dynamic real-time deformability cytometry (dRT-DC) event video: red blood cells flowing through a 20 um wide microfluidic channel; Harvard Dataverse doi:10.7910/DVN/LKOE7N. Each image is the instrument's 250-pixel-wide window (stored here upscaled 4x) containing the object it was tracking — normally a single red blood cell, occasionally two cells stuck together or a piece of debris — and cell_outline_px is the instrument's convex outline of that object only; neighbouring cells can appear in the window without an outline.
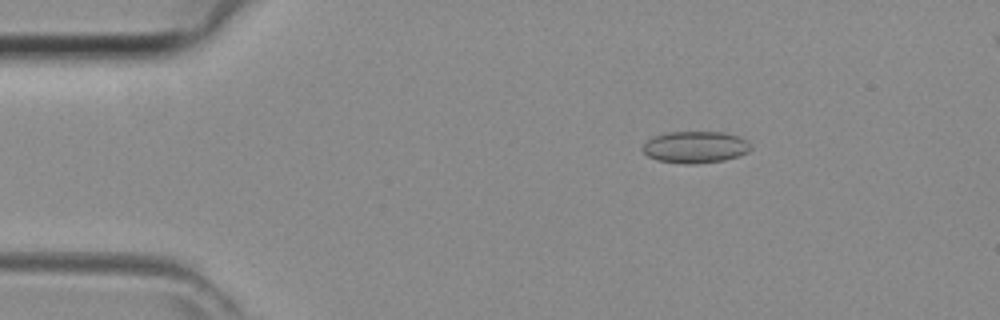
{"species": "common noctule bat (a hibernating species)", "species_latin": "Nyctalus noctula", "temperature_condition": "room temperature", "stored_images_in_passage": 40, "camera_frame_rate_fps": 3000, "um_per_image_px": 0.085, "animal": {"sex": "female", "body_mass_g": 29.2, "forearm_length_mm": 56.3}, "frame": {"image": 1, "passage_image": 3, "time_ms": 0.667, "image_size_px": [1000, 320], "cell_outline_px": [[752, 148], [748, 152], [740, 156], [724, 160], [692, 164], [684, 164], [656, 160], [648, 156], [640, 148], [648, 140], [656, 136], [668, 132], [724, 132], [740, 136], [748, 140], [752, 144]], "centroid_in_image_um": [59.15, 12.5], "position_along_channel_um": 25.9, "area_um2": 20.23}}
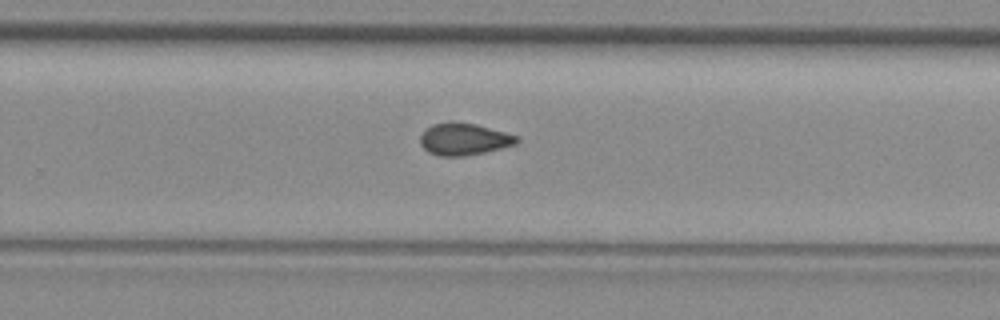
{"frame": {"image": 2, "passage_image": 24, "time_ms": 7.667, "image_size_px": [1000, 320], "cell_outline_px": [[520, 140], [516, 144], [484, 152], [464, 156], [436, 156], [428, 152], [420, 144], [420, 136], [432, 124], [452, 120], [476, 124], [520, 136]], "centroid_in_image_um": [39.44, 11.81], "position_along_channel_um": 290.4, "area_um2": 18.21}}
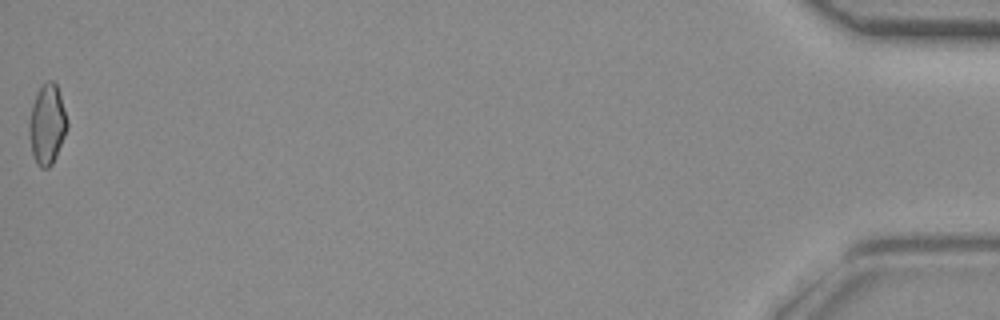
{"frame": {"image": 3, "passage_image": 40, "time_ms": 13.0, "image_size_px": [1000, 320], "cell_outline_px": [[68, 128], [56, 156], [52, 164], [48, 168], [40, 168], [36, 164], [32, 152], [28, 132], [28, 124], [32, 104], [40, 88], [48, 80], [52, 80], [56, 84], [68, 120]], "centroid_in_image_um": [4.0, 10.61], "position_along_channel_um": 431.2, "area_um2": 17.69}}